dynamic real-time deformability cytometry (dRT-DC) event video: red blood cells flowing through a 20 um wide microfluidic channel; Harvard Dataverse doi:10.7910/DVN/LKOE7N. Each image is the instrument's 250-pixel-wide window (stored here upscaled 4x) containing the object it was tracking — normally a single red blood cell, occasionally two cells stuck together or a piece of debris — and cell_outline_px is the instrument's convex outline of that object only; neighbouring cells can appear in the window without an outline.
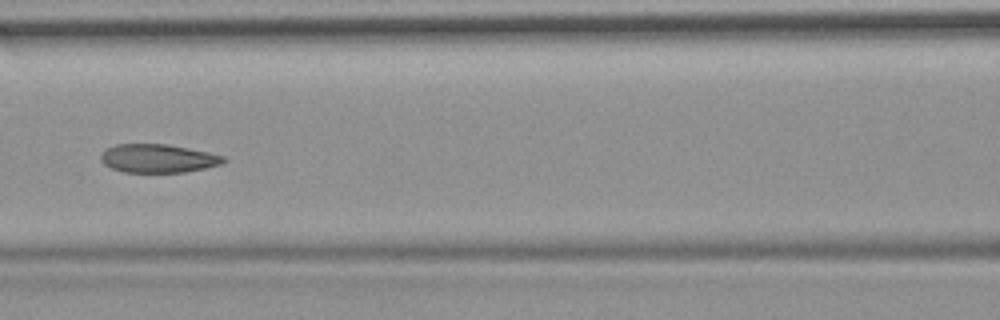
{"species": "common noctule bat (a hibernating species)", "species_latin": "Nyctalus noctula", "temperature_condition": "room temperature", "stored_images_in_passage": 54, "camera_frame_rate_fps": 3000, "um_per_image_px": 0.085, "animal": {"sex": "female", "body_mass_g": 19.9}, "frame": {"image": 1, "passage_image": 24, "time_ms": 7.667, "image_size_px": [1000, 320], "cell_outline_px": [[228, 160], [224, 164], [184, 172], [124, 172], [112, 168], [104, 164], [100, 160], [100, 156], [108, 148], [116, 144], [168, 144], [208, 152], [224, 156]], "centroid_in_image_um": [13.47, 13.46], "position_along_channel_um": 153.1, "area_um2": 20.35}, "authors_computed_cell_mechanics": {"area_um2": 22.1085, "velocity_mm_per_s": 3.6832, "shape_relaxation_time_tau1_ms": 6.9241, "shape_relaxation_time_tau2_ms": 1.937, "deformation_change_tau1": 0.1556, "deformation_change_tau2": 0.0776}}